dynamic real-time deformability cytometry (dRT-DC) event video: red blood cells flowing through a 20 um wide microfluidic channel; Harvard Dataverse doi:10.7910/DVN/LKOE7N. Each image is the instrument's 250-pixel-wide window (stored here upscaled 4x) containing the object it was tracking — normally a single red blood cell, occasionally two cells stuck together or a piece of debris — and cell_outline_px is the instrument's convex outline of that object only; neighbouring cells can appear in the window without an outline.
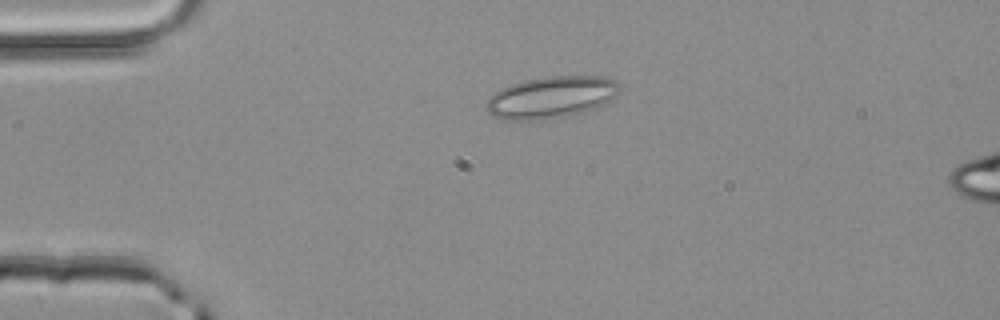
{"species": "common noctule bat (a hibernating species)", "species_latin": "Nyctalus noctula", "temperature_condition": "room temperature", "stored_images_in_passage": 2, "camera_frame_rate_fps": 3000, "um_per_image_px": 0.085, "animal": {"sex": "male", "body_mass_g": 20.4}, "frame": {"image": 1, "passage_image": 2, "time_ms": 0.333, "image_size_px": [1000, 320], "cell_outline_px": [[620, 88], [608, 100], [592, 108], [580, 112], [560, 116], [532, 120], [504, 120], [492, 116], [488, 112], [488, 100], [500, 88], [524, 80], [544, 76], [600, 76], [612, 80], [620, 84]], "centroid_in_image_um": [46.79, 8.25], "position_along_channel_um": 38.2, "area_um2": 31.62}}